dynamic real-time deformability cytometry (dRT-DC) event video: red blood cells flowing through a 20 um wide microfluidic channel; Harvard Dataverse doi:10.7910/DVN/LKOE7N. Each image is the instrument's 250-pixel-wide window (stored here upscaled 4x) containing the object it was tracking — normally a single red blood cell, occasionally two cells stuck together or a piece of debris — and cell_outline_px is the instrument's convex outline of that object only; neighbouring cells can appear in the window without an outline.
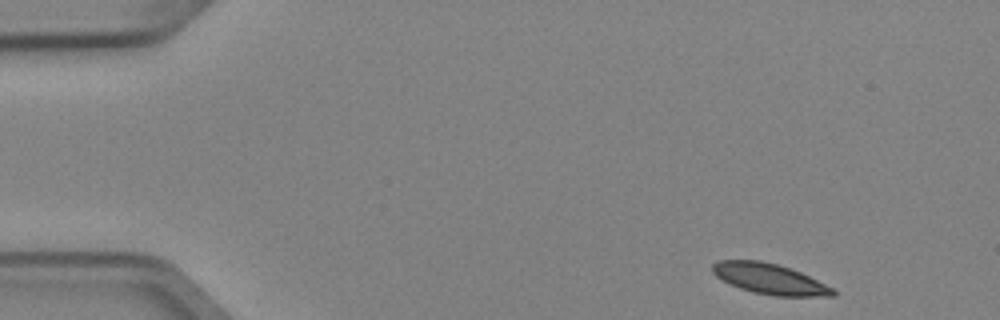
{"species": "Egyptian fruit bat (a non-hibernating species)", "species_latin": "Rousettus aegyptiacus", "temperature_condition": "cold", "stored_images_in_passage": 3, "camera_frame_rate_fps": 3000, "um_per_image_px": 0.085, "animal": {"sex": "female"}, "frame": {"image": 1, "passage_image": 1, "time_ms": 0.0, "image_size_px": [1000, 320], "cell_outline_px": [[836, 296], [772, 296], [752, 292], [740, 288], [716, 276], [712, 272], [712, 264], [720, 260], [760, 260], [776, 264], [800, 272], [836, 288]], "centroid_in_image_um": [65.46, 23.71], "position_along_channel_um": 19.5, "area_um2": 21.44}}